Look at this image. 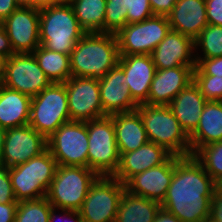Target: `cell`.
<instances>
[{
    "instance_id": "20",
    "label": "cell",
    "mask_w": 222,
    "mask_h": 222,
    "mask_svg": "<svg viewBox=\"0 0 222 222\" xmlns=\"http://www.w3.org/2000/svg\"><path fill=\"white\" fill-rule=\"evenodd\" d=\"M98 80L102 108L107 115L137 109L139 105L133 100L125 82V73L118 65Z\"/></svg>"
},
{
    "instance_id": "18",
    "label": "cell",
    "mask_w": 222,
    "mask_h": 222,
    "mask_svg": "<svg viewBox=\"0 0 222 222\" xmlns=\"http://www.w3.org/2000/svg\"><path fill=\"white\" fill-rule=\"evenodd\" d=\"M125 73V82L133 100L138 104L148 101L151 82L156 72L151 55H119L117 64Z\"/></svg>"
},
{
    "instance_id": "45",
    "label": "cell",
    "mask_w": 222,
    "mask_h": 222,
    "mask_svg": "<svg viewBox=\"0 0 222 222\" xmlns=\"http://www.w3.org/2000/svg\"><path fill=\"white\" fill-rule=\"evenodd\" d=\"M154 222H181L175 215L167 212L163 208L157 212Z\"/></svg>"
},
{
    "instance_id": "21",
    "label": "cell",
    "mask_w": 222,
    "mask_h": 222,
    "mask_svg": "<svg viewBox=\"0 0 222 222\" xmlns=\"http://www.w3.org/2000/svg\"><path fill=\"white\" fill-rule=\"evenodd\" d=\"M119 154V167L113 177L122 184L136 174L163 164L172 155L164 147L150 141L134 151Z\"/></svg>"
},
{
    "instance_id": "5",
    "label": "cell",
    "mask_w": 222,
    "mask_h": 222,
    "mask_svg": "<svg viewBox=\"0 0 222 222\" xmlns=\"http://www.w3.org/2000/svg\"><path fill=\"white\" fill-rule=\"evenodd\" d=\"M57 167V161L46 149L27 162L8 168L16 200L19 202L46 197Z\"/></svg>"
},
{
    "instance_id": "11",
    "label": "cell",
    "mask_w": 222,
    "mask_h": 222,
    "mask_svg": "<svg viewBox=\"0 0 222 222\" xmlns=\"http://www.w3.org/2000/svg\"><path fill=\"white\" fill-rule=\"evenodd\" d=\"M125 185L113 176H99L78 210L84 222H115Z\"/></svg>"
},
{
    "instance_id": "24",
    "label": "cell",
    "mask_w": 222,
    "mask_h": 222,
    "mask_svg": "<svg viewBox=\"0 0 222 222\" xmlns=\"http://www.w3.org/2000/svg\"><path fill=\"white\" fill-rule=\"evenodd\" d=\"M110 116L115 127L119 153L134 151L149 141L140 114L136 110Z\"/></svg>"
},
{
    "instance_id": "14",
    "label": "cell",
    "mask_w": 222,
    "mask_h": 222,
    "mask_svg": "<svg viewBox=\"0 0 222 222\" xmlns=\"http://www.w3.org/2000/svg\"><path fill=\"white\" fill-rule=\"evenodd\" d=\"M1 24L14 53H33L40 46L39 8L20 6Z\"/></svg>"
},
{
    "instance_id": "16",
    "label": "cell",
    "mask_w": 222,
    "mask_h": 222,
    "mask_svg": "<svg viewBox=\"0 0 222 222\" xmlns=\"http://www.w3.org/2000/svg\"><path fill=\"white\" fill-rule=\"evenodd\" d=\"M174 172V155L163 164L131 177L124 185L128 192L162 203Z\"/></svg>"
},
{
    "instance_id": "47",
    "label": "cell",
    "mask_w": 222,
    "mask_h": 222,
    "mask_svg": "<svg viewBox=\"0 0 222 222\" xmlns=\"http://www.w3.org/2000/svg\"><path fill=\"white\" fill-rule=\"evenodd\" d=\"M55 3H59V0H35V7L42 8Z\"/></svg>"
},
{
    "instance_id": "31",
    "label": "cell",
    "mask_w": 222,
    "mask_h": 222,
    "mask_svg": "<svg viewBox=\"0 0 222 222\" xmlns=\"http://www.w3.org/2000/svg\"><path fill=\"white\" fill-rule=\"evenodd\" d=\"M52 207L46 197L19 201L14 222H49Z\"/></svg>"
},
{
    "instance_id": "40",
    "label": "cell",
    "mask_w": 222,
    "mask_h": 222,
    "mask_svg": "<svg viewBox=\"0 0 222 222\" xmlns=\"http://www.w3.org/2000/svg\"><path fill=\"white\" fill-rule=\"evenodd\" d=\"M56 210H60V211H62L60 214L61 215H59L60 217L58 218V219H62L63 220V222H65V218H67L66 220H67V222L69 221V222H84L83 221V219H82V217L80 216V213H79V211H77V210H68V209H57V208H54V207H52L51 208V210H50V216H49V222H56V218H57V216L58 215H56V213H57V211ZM65 218H64V217ZM62 217V218H61ZM69 219V220H68ZM72 221H71V220Z\"/></svg>"
},
{
    "instance_id": "52",
    "label": "cell",
    "mask_w": 222,
    "mask_h": 222,
    "mask_svg": "<svg viewBox=\"0 0 222 222\" xmlns=\"http://www.w3.org/2000/svg\"><path fill=\"white\" fill-rule=\"evenodd\" d=\"M202 222H218V221H216L213 218H211L210 216H208Z\"/></svg>"
},
{
    "instance_id": "43",
    "label": "cell",
    "mask_w": 222,
    "mask_h": 222,
    "mask_svg": "<svg viewBox=\"0 0 222 222\" xmlns=\"http://www.w3.org/2000/svg\"><path fill=\"white\" fill-rule=\"evenodd\" d=\"M13 49L10 44V40L7 36L5 28L0 23V56L5 57L6 59L13 55Z\"/></svg>"
},
{
    "instance_id": "34",
    "label": "cell",
    "mask_w": 222,
    "mask_h": 222,
    "mask_svg": "<svg viewBox=\"0 0 222 222\" xmlns=\"http://www.w3.org/2000/svg\"><path fill=\"white\" fill-rule=\"evenodd\" d=\"M127 24L125 0H106L104 33L117 34Z\"/></svg>"
},
{
    "instance_id": "2",
    "label": "cell",
    "mask_w": 222,
    "mask_h": 222,
    "mask_svg": "<svg viewBox=\"0 0 222 222\" xmlns=\"http://www.w3.org/2000/svg\"><path fill=\"white\" fill-rule=\"evenodd\" d=\"M118 59L116 34L86 33L70 54L71 74L100 79L118 64Z\"/></svg>"
},
{
    "instance_id": "28",
    "label": "cell",
    "mask_w": 222,
    "mask_h": 222,
    "mask_svg": "<svg viewBox=\"0 0 222 222\" xmlns=\"http://www.w3.org/2000/svg\"><path fill=\"white\" fill-rule=\"evenodd\" d=\"M33 54L51 82L64 83L72 76L70 55L48 50L42 45Z\"/></svg>"
},
{
    "instance_id": "17",
    "label": "cell",
    "mask_w": 222,
    "mask_h": 222,
    "mask_svg": "<svg viewBox=\"0 0 222 222\" xmlns=\"http://www.w3.org/2000/svg\"><path fill=\"white\" fill-rule=\"evenodd\" d=\"M194 39L171 30L151 53L156 69L196 66Z\"/></svg>"
},
{
    "instance_id": "39",
    "label": "cell",
    "mask_w": 222,
    "mask_h": 222,
    "mask_svg": "<svg viewBox=\"0 0 222 222\" xmlns=\"http://www.w3.org/2000/svg\"><path fill=\"white\" fill-rule=\"evenodd\" d=\"M178 0H149L152 12L158 16H168Z\"/></svg>"
},
{
    "instance_id": "38",
    "label": "cell",
    "mask_w": 222,
    "mask_h": 222,
    "mask_svg": "<svg viewBox=\"0 0 222 222\" xmlns=\"http://www.w3.org/2000/svg\"><path fill=\"white\" fill-rule=\"evenodd\" d=\"M197 66L206 75L222 77V56L202 59Z\"/></svg>"
},
{
    "instance_id": "8",
    "label": "cell",
    "mask_w": 222,
    "mask_h": 222,
    "mask_svg": "<svg viewBox=\"0 0 222 222\" xmlns=\"http://www.w3.org/2000/svg\"><path fill=\"white\" fill-rule=\"evenodd\" d=\"M88 168L99 176H113L119 167L115 127L110 115L87 121Z\"/></svg>"
},
{
    "instance_id": "51",
    "label": "cell",
    "mask_w": 222,
    "mask_h": 222,
    "mask_svg": "<svg viewBox=\"0 0 222 222\" xmlns=\"http://www.w3.org/2000/svg\"><path fill=\"white\" fill-rule=\"evenodd\" d=\"M75 0H59V4H72Z\"/></svg>"
},
{
    "instance_id": "22",
    "label": "cell",
    "mask_w": 222,
    "mask_h": 222,
    "mask_svg": "<svg viewBox=\"0 0 222 222\" xmlns=\"http://www.w3.org/2000/svg\"><path fill=\"white\" fill-rule=\"evenodd\" d=\"M167 17L171 30L194 40L208 25L205 0H178Z\"/></svg>"
},
{
    "instance_id": "50",
    "label": "cell",
    "mask_w": 222,
    "mask_h": 222,
    "mask_svg": "<svg viewBox=\"0 0 222 222\" xmlns=\"http://www.w3.org/2000/svg\"><path fill=\"white\" fill-rule=\"evenodd\" d=\"M214 191L222 193V175L214 180Z\"/></svg>"
},
{
    "instance_id": "48",
    "label": "cell",
    "mask_w": 222,
    "mask_h": 222,
    "mask_svg": "<svg viewBox=\"0 0 222 222\" xmlns=\"http://www.w3.org/2000/svg\"><path fill=\"white\" fill-rule=\"evenodd\" d=\"M5 62L6 58L0 56V83L3 84L5 78Z\"/></svg>"
},
{
    "instance_id": "46",
    "label": "cell",
    "mask_w": 222,
    "mask_h": 222,
    "mask_svg": "<svg viewBox=\"0 0 222 222\" xmlns=\"http://www.w3.org/2000/svg\"><path fill=\"white\" fill-rule=\"evenodd\" d=\"M7 129L0 126V166H2L3 146Z\"/></svg>"
},
{
    "instance_id": "23",
    "label": "cell",
    "mask_w": 222,
    "mask_h": 222,
    "mask_svg": "<svg viewBox=\"0 0 222 222\" xmlns=\"http://www.w3.org/2000/svg\"><path fill=\"white\" fill-rule=\"evenodd\" d=\"M207 100L192 81L168 105L185 133L190 136L200 122V116Z\"/></svg>"
},
{
    "instance_id": "32",
    "label": "cell",
    "mask_w": 222,
    "mask_h": 222,
    "mask_svg": "<svg viewBox=\"0 0 222 222\" xmlns=\"http://www.w3.org/2000/svg\"><path fill=\"white\" fill-rule=\"evenodd\" d=\"M194 157L203 165L213 180L222 175V141L201 147Z\"/></svg>"
},
{
    "instance_id": "42",
    "label": "cell",
    "mask_w": 222,
    "mask_h": 222,
    "mask_svg": "<svg viewBox=\"0 0 222 222\" xmlns=\"http://www.w3.org/2000/svg\"><path fill=\"white\" fill-rule=\"evenodd\" d=\"M18 203H0V222H14Z\"/></svg>"
},
{
    "instance_id": "37",
    "label": "cell",
    "mask_w": 222,
    "mask_h": 222,
    "mask_svg": "<svg viewBox=\"0 0 222 222\" xmlns=\"http://www.w3.org/2000/svg\"><path fill=\"white\" fill-rule=\"evenodd\" d=\"M207 22L222 26V0H205Z\"/></svg>"
},
{
    "instance_id": "13",
    "label": "cell",
    "mask_w": 222,
    "mask_h": 222,
    "mask_svg": "<svg viewBox=\"0 0 222 222\" xmlns=\"http://www.w3.org/2000/svg\"><path fill=\"white\" fill-rule=\"evenodd\" d=\"M64 84L70 121L87 122L107 115L102 108L97 78L71 76Z\"/></svg>"
},
{
    "instance_id": "44",
    "label": "cell",
    "mask_w": 222,
    "mask_h": 222,
    "mask_svg": "<svg viewBox=\"0 0 222 222\" xmlns=\"http://www.w3.org/2000/svg\"><path fill=\"white\" fill-rule=\"evenodd\" d=\"M20 5L16 0H0V23L8 18Z\"/></svg>"
},
{
    "instance_id": "35",
    "label": "cell",
    "mask_w": 222,
    "mask_h": 222,
    "mask_svg": "<svg viewBox=\"0 0 222 222\" xmlns=\"http://www.w3.org/2000/svg\"><path fill=\"white\" fill-rule=\"evenodd\" d=\"M127 24L144 21L154 14L149 0H125Z\"/></svg>"
},
{
    "instance_id": "6",
    "label": "cell",
    "mask_w": 222,
    "mask_h": 222,
    "mask_svg": "<svg viewBox=\"0 0 222 222\" xmlns=\"http://www.w3.org/2000/svg\"><path fill=\"white\" fill-rule=\"evenodd\" d=\"M98 177L87 167L58 165L46 198L54 208L78 211Z\"/></svg>"
},
{
    "instance_id": "19",
    "label": "cell",
    "mask_w": 222,
    "mask_h": 222,
    "mask_svg": "<svg viewBox=\"0 0 222 222\" xmlns=\"http://www.w3.org/2000/svg\"><path fill=\"white\" fill-rule=\"evenodd\" d=\"M196 66L156 69L150 85L148 105L168 106L176 95L193 81Z\"/></svg>"
},
{
    "instance_id": "41",
    "label": "cell",
    "mask_w": 222,
    "mask_h": 222,
    "mask_svg": "<svg viewBox=\"0 0 222 222\" xmlns=\"http://www.w3.org/2000/svg\"><path fill=\"white\" fill-rule=\"evenodd\" d=\"M210 217L222 222V193L214 191L210 203Z\"/></svg>"
},
{
    "instance_id": "3",
    "label": "cell",
    "mask_w": 222,
    "mask_h": 222,
    "mask_svg": "<svg viewBox=\"0 0 222 222\" xmlns=\"http://www.w3.org/2000/svg\"><path fill=\"white\" fill-rule=\"evenodd\" d=\"M40 45L70 55L77 42L86 34L80 27L71 4L55 3L39 8Z\"/></svg>"
},
{
    "instance_id": "49",
    "label": "cell",
    "mask_w": 222,
    "mask_h": 222,
    "mask_svg": "<svg viewBox=\"0 0 222 222\" xmlns=\"http://www.w3.org/2000/svg\"><path fill=\"white\" fill-rule=\"evenodd\" d=\"M20 6L35 7V0H16Z\"/></svg>"
},
{
    "instance_id": "12",
    "label": "cell",
    "mask_w": 222,
    "mask_h": 222,
    "mask_svg": "<svg viewBox=\"0 0 222 222\" xmlns=\"http://www.w3.org/2000/svg\"><path fill=\"white\" fill-rule=\"evenodd\" d=\"M51 83L33 53H14L6 59L2 85L7 88L32 98Z\"/></svg>"
},
{
    "instance_id": "30",
    "label": "cell",
    "mask_w": 222,
    "mask_h": 222,
    "mask_svg": "<svg viewBox=\"0 0 222 222\" xmlns=\"http://www.w3.org/2000/svg\"><path fill=\"white\" fill-rule=\"evenodd\" d=\"M194 46L195 52H202L201 56L195 54L196 65L202 59L222 56V26L208 24L194 40Z\"/></svg>"
},
{
    "instance_id": "1",
    "label": "cell",
    "mask_w": 222,
    "mask_h": 222,
    "mask_svg": "<svg viewBox=\"0 0 222 222\" xmlns=\"http://www.w3.org/2000/svg\"><path fill=\"white\" fill-rule=\"evenodd\" d=\"M214 180L194 155H174V172L161 208L181 222H202L210 216Z\"/></svg>"
},
{
    "instance_id": "36",
    "label": "cell",
    "mask_w": 222,
    "mask_h": 222,
    "mask_svg": "<svg viewBox=\"0 0 222 222\" xmlns=\"http://www.w3.org/2000/svg\"><path fill=\"white\" fill-rule=\"evenodd\" d=\"M0 203H18L15 198L8 168L0 166Z\"/></svg>"
},
{
    "instance_id": "25",
    "label": "cell",
    "mask_w": 222,
    "mask_h": 222,
    "mask_svg": "<svg viewBox=\"0 0 222 222\" xmlns=\"http://www.w3.org/2000/svg\"><path fill=\"white\" fill-rule=\"evenodd\" d=\"M191 155L201 147L222 141V102L207 101L196 130L189 136Z\"/></svg>"
},
{
    "instance_id": "26",
    "label": "cell",
    "mask_w": 222,
    "mask_h": 222,
    "mask_svg": "<svg viewBox=\"0 0 222 222\" xmlns=\"http://www.w3.org/2000/svg\"><path fill=\"white\" fill-rule=\"evenodd\" d=\"M31 97L19 91L0 87V126L8 129L29 123Z\"/></svg>"
},
{
    "instance_id": "9",
    "label": "cell",
    "mask_w": 222,
    "mask_h": 222,
    "mask_svg": "<svg viewBox=\"0 0 222 222\" xmlns=\"http://www.w3.org/2000/svg\"><path fill=\"white\" fill-rule=\"evenodd\" d=\"M47 149L58 165L88 168L87 122L62 124L48 139Z\"/></svg>"
},
{
    "instance_id": "7",
    "label": "cell",
    "mask_w": 222,
    "mask_h": 222,
    "mask_svg": "<svg viewBox=\"0 0 222 222\" xmlns=\"http://www.w3.org/2000/svg\"><path fill=\"white\" fill-rule=\"evenodd\" d=\"M69 121L68 98L64 83L52 82L31 98L28 124L46 139Z\"/></svg>"
},
{
    "instance_id": "33",
    "label": "cell",
    "mask_w": 222,
    "mask_h": 222,
    "mask_svg": "<svg viewBox=\"0 0 222 222\" xmlns=\"http://www.w3.org/2000/svg\"><path fill=\"white\" fill-rule=\"evenodd\" d=\"M193 82L207 101L222 100V77L206 75L197 65L193 70Z\"/></svg>"
},
{
    "instance_id": "15",
    "label": "cell",
    "mask_w": 222,
    "mask_h": 222,
    "mask_svg": "<svg viewBox=\"0 0 222 222\" xmlns=\"http://www.w3.org/2000/svg\"><path fill=\"white\" fill-rule=\"evenodd\" d=\"M47 149V139L29 124L8 128L5 135L2 166L10 168L27 162Z\"/></svg>"
},
{
    "instance_id": "10",
    "label": "cell",
    "mask_w": 222,
    "mask_h": 222,
    "mask_svg": "<svg viewBox=\"0 0 222 222\" xmlns=\"http://www.w3.org/2000/svg\"><path fill=\"white\" fill-rule=\"evenodd\" d=\"M170 29L167 16L153 15L144 21L126 24L116 34L119 55H151Z\"/></svg>"
},
{
    "instance_id": "27",
    "label": "cell",
    "mask_w": 222,
    "mask_h": 222,
    "mask_svg": "<svg viewBox=\"0 0 222 222\" xmlns=\"http://www.w3.org/2000/svg\"><path fill=\"white\" fill-rule=\"evenodd\" d=\"M160 208V203L125 190L121 196L115 222H154Z\"/></svg>"
},
{
    "instance_id": "29",
    "label": "cell",
    "mask_w": 222,
    "mask_h": 222,
    "mask_svg": "<svg viewBox=\"0 0 222 222\" xmlns=\"http://www.w3.org/2000/svg\"><path fill=\"white\" fill-rule=\"evenodd\" d=\"M71 6L86 33H104L106 0H75Z\"/></svg>"
},
{
    "instance_id": "4",
    "label": "cell",
    "mask_w": 222,
    "mask_h": 222,
    "mask_svg": "<svg viewBox=\"0 0 222 222\" xmlns=\"http://www.w3.org/2000/svg\"><path fill=\"white\" fill-rule=\"evenodd\" d=\"M140 114L148 140L179 157L191 155L190 138L169 106L141 104Z\"/></svg>"
}]
</instances>
